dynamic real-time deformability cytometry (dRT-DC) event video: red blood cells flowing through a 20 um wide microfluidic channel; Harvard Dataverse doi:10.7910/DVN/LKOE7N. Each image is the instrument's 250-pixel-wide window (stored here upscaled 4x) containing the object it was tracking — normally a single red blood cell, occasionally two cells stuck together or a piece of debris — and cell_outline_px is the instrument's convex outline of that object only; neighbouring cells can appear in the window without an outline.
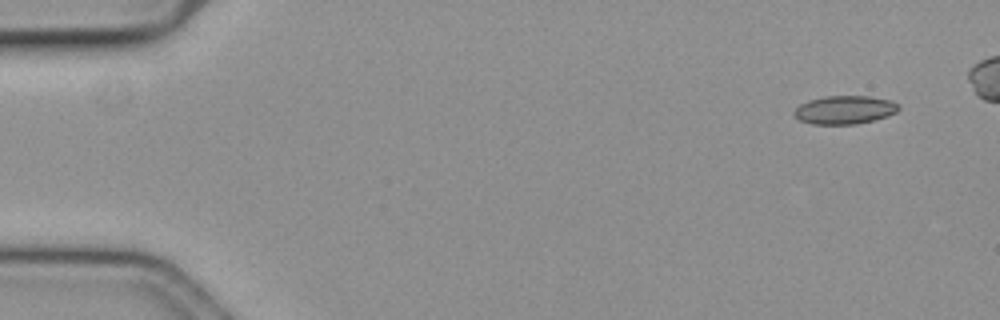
{"species": "common noctule bat (a hibernating species)", "species_latin": "Nyctalus noctula", "temperature_condition": "cold", "stored_images_in_passage": 50, "camera_frame_rate_fps": 3000, "um_per_image_px": 0.085, "animal": {"sex": "female", "body_mass_g": 19.3, "forearm_length_mm": 54.1}, "frame": {"image": 1, "passage_image": 1, "time_ms": 0.0, "image_size_px": [1000, 320], "cell_outline_px": [[900, 108], [896, 112], [888, 116], [856, 124], [812, 124], [800, 120], [792, 112], [800, 104], [808, 100], [828, 96], [868, 96], [888, 100], [900, 104]], "centroid_in_image_um": [71.8, 9.34], "position_along_channel_um": 13.2, "area_um2": 17.17}}
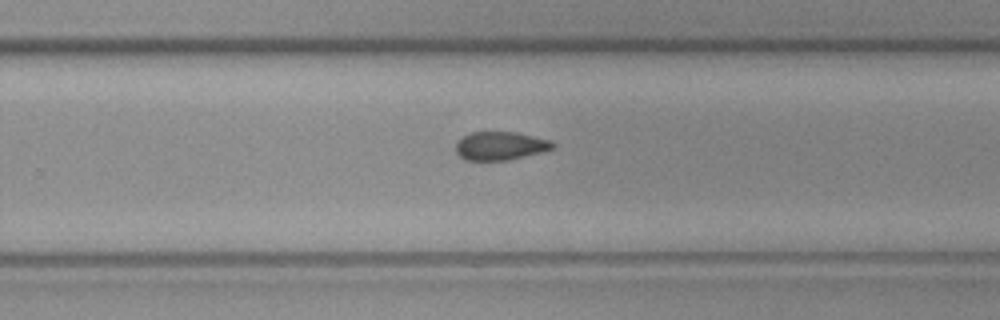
{"frame": {"image": 2, "passage_image": 34, "time_ms": 11.0, "image_size_px": [1000, 320], "cell_outline_px": [[556, 144], [552, 148], [540, 152], [508, 160], [464, 160], [456, 152], [456, 140], [472, 132], [516, 132], [552, 140]], "centroid_in_image_um": [42.51, 12.39], "position_along_channel_um": 287.3, "area_um2": 16.01}}
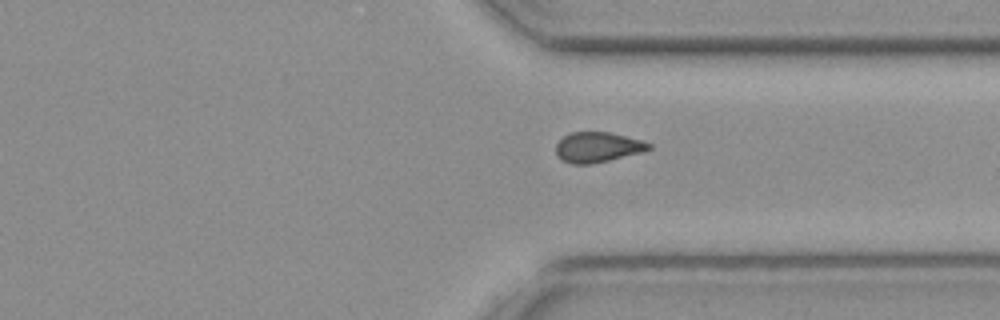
{"frame": {"image": 3, "passage_image": 40, "time_ms": 13.0, "image_size_px": [1000, 320], "cell_outline_px": [[652, 148], [640, 152], [608, 160], [588, 164], [572, 164], [560, 160], [556, 156], [556, 144], [564, 136], [572, 132], [608, 132], [640, 140], [652, 144]], "centroid_in_image_um": [50.75, 12.51], "position_along_channel_um": 360.7, "area_um2": 16.13}, "authors_computed_cell_mechanics": {"area_um2": 16.8776, "velocity_mm_per_s": 3.6498, "shape_relaxation_time_tau1_ms": 8.5783, "shape_relaxation_time_tau2_ms": 3.2234, "deformation_change_tau1": 0.1441, "deformation_change_tau2": 0.0869}}